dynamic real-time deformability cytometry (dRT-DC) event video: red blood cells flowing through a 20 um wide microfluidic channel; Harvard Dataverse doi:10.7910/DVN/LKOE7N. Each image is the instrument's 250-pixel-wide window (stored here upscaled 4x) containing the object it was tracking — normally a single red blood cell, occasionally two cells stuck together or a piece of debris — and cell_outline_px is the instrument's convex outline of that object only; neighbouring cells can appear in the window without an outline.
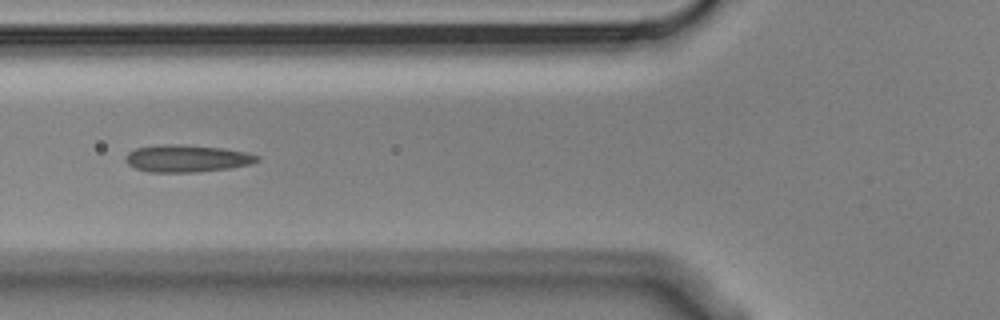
{"species": "Egyptian fruit bat (a non-hibernating species)", "species_latin": "Rousettus aegyptiacus", "temperature_condition": "cold", "stored_images_in_passage": 6, "camera_frame_rate_fps": 3000, "um_per_image_px": 0.085, "animal": {"sex": "male"}, "frame": {"image": 1, "passage_image": 5, "time_ms": 1.333, "image_size_px": [1000, 320], "cell_outline_px": [[260, 160], [248, 164], [228, 168], [196, 172], [148, 172], [136, 168], [128, 164], [124, 160], [124, 156], [128, 152], [136, 148], [164, 144], [172, 144], [220, 148], [244, 152], [260, 156]], "centroid_in_image_um": [15.82, 13.47], "position_along_channel_um": 110.0, "area_um2": 20.58}}
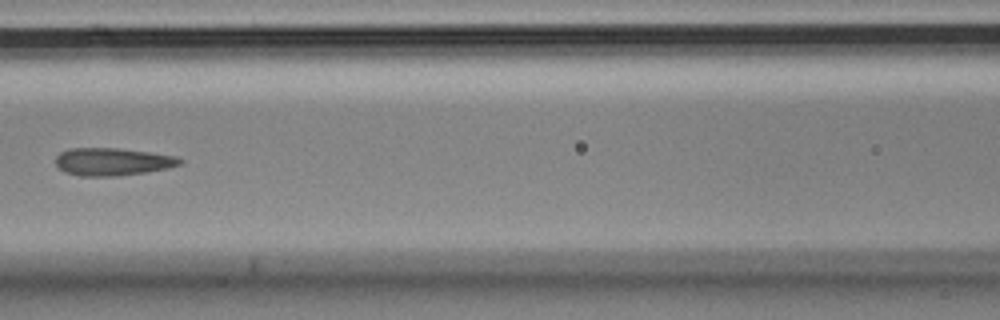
{"frame": {"image": 2, "passage_image": 6, "time_ms": 1.667, "image_size_px": [1000, 320], "cell_outline_px": [[184, 160], [180, 164], [168, 168], [144, 172], [116, 176], [80, 176], [64, 172], [56, 168], [56, 156], [60, 152], [68, 148], [120, 148], [176, 156]], "centroid_in_image_um": [9.51, 13.74], "position_along_channel_um": 157.1, "area_um2": 20.11}}